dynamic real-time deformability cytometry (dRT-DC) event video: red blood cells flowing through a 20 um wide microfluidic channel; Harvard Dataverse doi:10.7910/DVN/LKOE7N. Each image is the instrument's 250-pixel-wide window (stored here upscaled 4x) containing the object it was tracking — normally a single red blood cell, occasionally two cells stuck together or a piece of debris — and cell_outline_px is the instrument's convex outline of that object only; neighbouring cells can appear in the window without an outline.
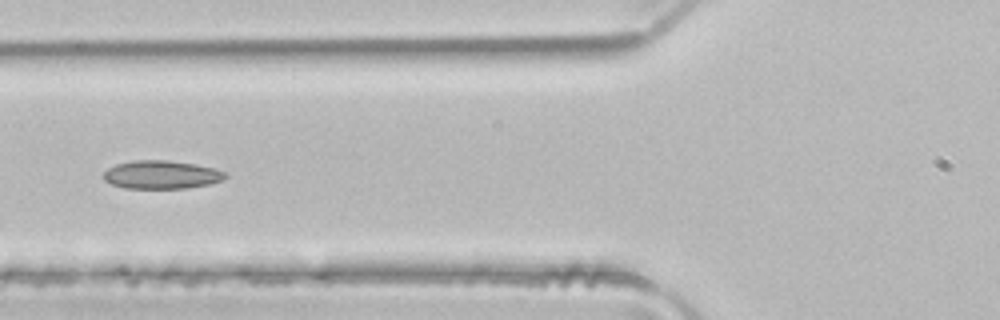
{"species": "common noctule bat (a hibernating species)", "species_latin": "Nyctalus noctula", "temperature_condition": "room temperature", "stored_images_in_passage": 5, "camera_frame_rate_fps": 3000, "um_per_image_px": 0.085, "animal": {"sex": "male", "body_mass_g": 21.5, "forearm_length_mm": 52.0}, "frame": {"image": 1, "passage_image": 5, "time_ms": 1.333, "image_size_px": [1000, 320], "cell_outline_px": [[228, 176], [224, 180], [208, 184], [188, 188], [124, 188], [112, 184], [104, 180], [104, 172], [108, 168], [116, 164], [136, 160], [168, 160], [196, 164], [216, 168], [228, 172]], "centroid_in_image_um": [13.78, 14.84], "position_along_channel_um": 112.0, "area_um2": 20.23}}